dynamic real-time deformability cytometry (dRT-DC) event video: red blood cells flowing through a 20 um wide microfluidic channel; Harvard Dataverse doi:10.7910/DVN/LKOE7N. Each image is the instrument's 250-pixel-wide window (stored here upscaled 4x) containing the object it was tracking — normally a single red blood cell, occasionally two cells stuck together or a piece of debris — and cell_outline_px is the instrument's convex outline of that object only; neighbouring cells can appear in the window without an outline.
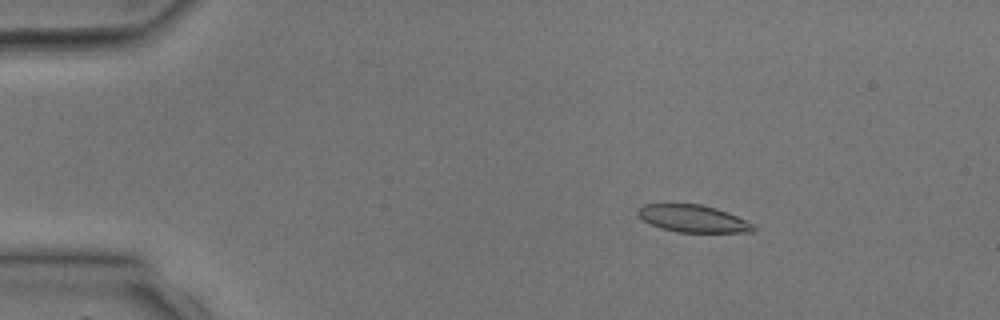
{"species": "common noctule bat (a hibernating species)", "species_latin": "Nyctalus noctula", "temperature_condition": "room temperature", "stored_images_in_passage": 34, "camera_frame_rate_fps": 3000, "um_per_image_px": 0.085, "animal": {"sex": "male", "body_mass_g": 17.9, "forearm_length_mm": 54.2}, "frame": {"image": 1, "passage_image": 1, "time_ms": 0.0, "image_size_px": [1000, 320], "cell_outline_px": [[756, 228], [752, 232], [676, 232], [660, 228], [644, 220], [636, 212], [644, 204], [700, 204], [716, 208], [728, 212], [752, 224]], "centroid_in_image_um": [58.91, 18.58], "position_along_channel_um": 26.1, "area_um2": 18.09}}
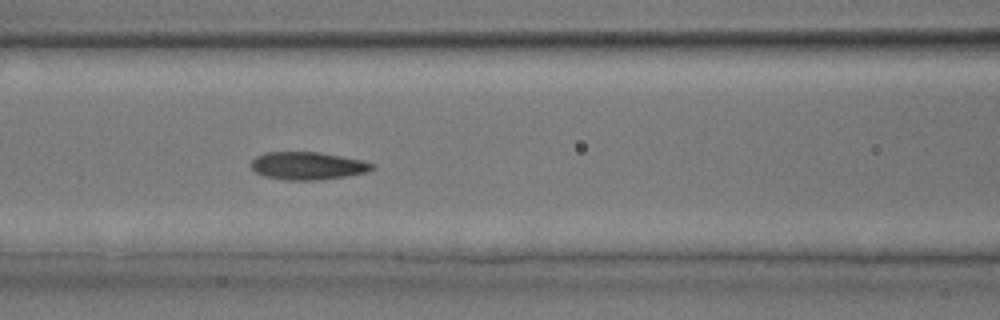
{"frame": {"image": 2, "passage_image": 12, "time_ms": 3.667, "image_size_px": [1000, 320], "cell_outline_px": [[376, 168], [368, 172], [348, 176], [320, 180], [288, 180], [264, 176], [256, 172], [252, 168], [252, 160], [256, 156], [268, 152], [320, 152], [364, 160], [376, 164]], "centroid_in_image_um": [26.23, 14.09], "position_along_channel_um": 140.4, "area_um2": 19.77}}
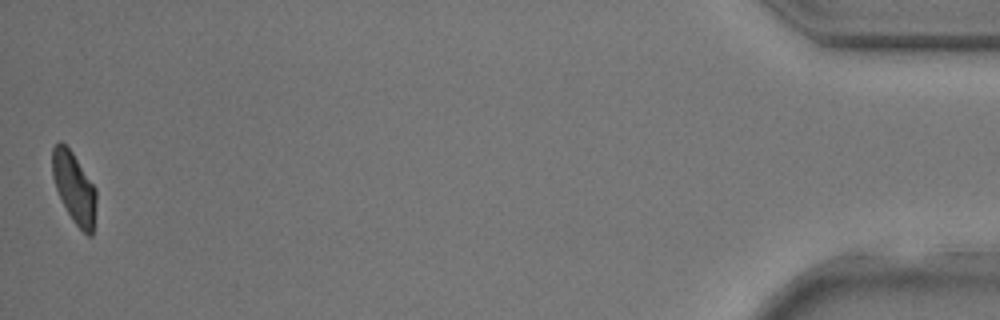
{"frame": {"image": 3, "passage_image": 34, "time_ms": 11.0, "image_size_px": [1000, 320], "cell_outline_px": [[96, 204], [92, 236], [88, 236], [72, 220], [56, 188], [52, 176], [52, 148], [60, 140], [72, 152], [96, 188]], "centroid_in_image_um": [6.31, 15.95], "position_along_channel_um": 428.9, "area_um2": 17.92}}